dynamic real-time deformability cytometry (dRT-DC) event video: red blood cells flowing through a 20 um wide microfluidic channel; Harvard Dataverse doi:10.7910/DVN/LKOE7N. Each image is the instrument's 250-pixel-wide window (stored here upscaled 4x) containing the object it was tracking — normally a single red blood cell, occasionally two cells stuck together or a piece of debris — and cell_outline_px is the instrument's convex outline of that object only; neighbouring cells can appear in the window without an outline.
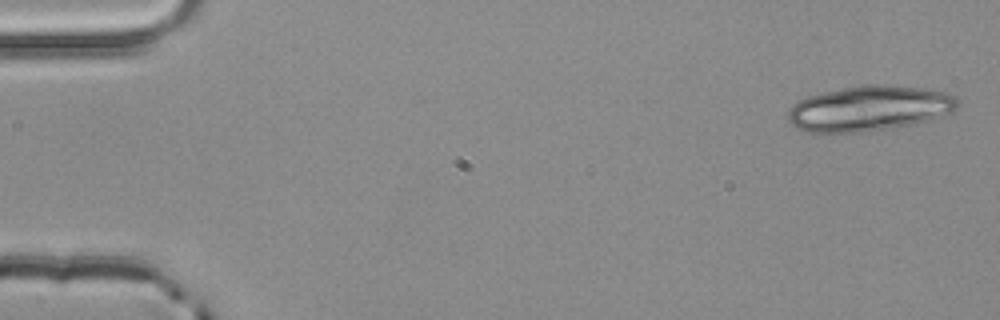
{"species": "common noctule bat (a hibernating species)", "species_latin": "Nyctalus noctula", "temperature_condition": "room temperature", "stored_images_in_passage": 4, "camera_frame_rate_fps": 3000, "um_per_image_px": 0.085, "animal": {"sex": "male", "body_mass_g": 20.4}, "frame": {"image": 1, "passage_image": 1, "time_ms": 0.0, "image_size_px": [1000, 320], "cell_outline_px": [[960, 100], [956, 108], [952, 112], [912, 124], [892, 128], [864, 132], [824, 136], [804, 132], [796, 128], [788, 120], [788, 108], [792, 104], [808, 96], [824, 92], [860, 84], [884, 84], [924, 88], [944, 92], [956, 96]], "centroid_in_image_um": [73.81, 9.25], "position_along_channel_um": 11.2, "area_um2": 45.78}}